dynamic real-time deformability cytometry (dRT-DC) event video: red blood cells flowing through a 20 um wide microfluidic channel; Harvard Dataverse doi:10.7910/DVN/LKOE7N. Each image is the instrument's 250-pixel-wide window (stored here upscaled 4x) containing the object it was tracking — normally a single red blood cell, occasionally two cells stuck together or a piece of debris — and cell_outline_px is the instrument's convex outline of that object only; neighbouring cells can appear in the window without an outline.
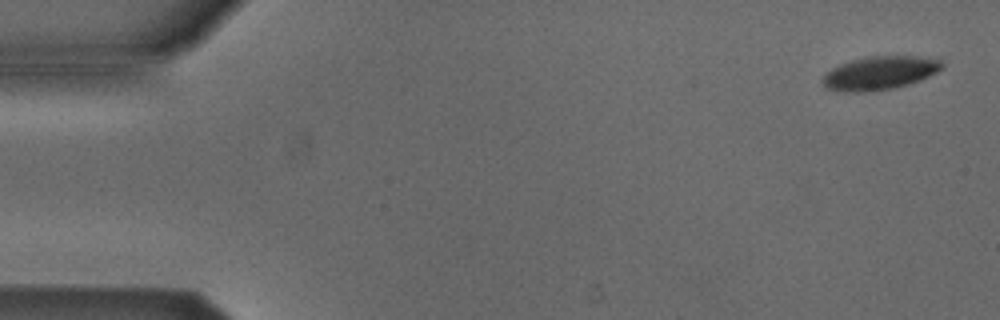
{"species": "Egyptian fruit bat (a non-hibernating species)", "species_latin": "Rousettus aegyptiacus", "temperature_condition": "cold", "stored_images_in_passage": 9, "camera_frame_rate_fps": 3000, "um_per_image_px": 0.085, "animal": {"sex": "male"}, "frame": {"image": 1, "passage_image": 1, "time_ms": 0.0, "image_size_px": [1000, 320], "cell_outline_px": [[944, 68], [920, 80], [908, 84], [892, 88], [860, 92], [852, 92], [828, 88], [820, 80], [832, 68], [840, 64], [852, 60], [868, 56], [940, 56], [944, 64]], "centroid_in_image_um": [74.88, 6.17], "position_along_channel_um": 10.1, "area_um2": 23.29}}
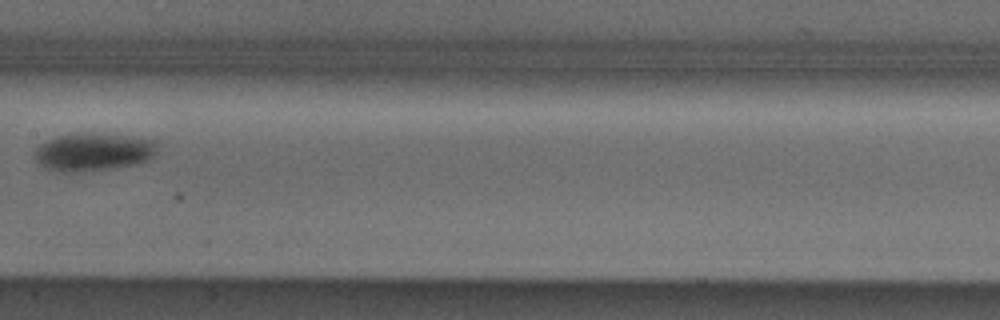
{"frame": {"image": 2, "passage_image": 8, "time_ms": 2.333, "image_size_px": [1000, 320], "cell_outline_px": [[156, 152], [148, 160], [132, 164], [112, 168], [76, 172], [60, 172], [44, 168], [36, 160], [36, 148], [40, 144], [48, 140], [60, 136], [80, 132], [104, 132], [156, 140]], "centroid_in_image_um": [7.94, 12.89], "position_along_channel_um": 199.5, "area_um2": 27.22}}
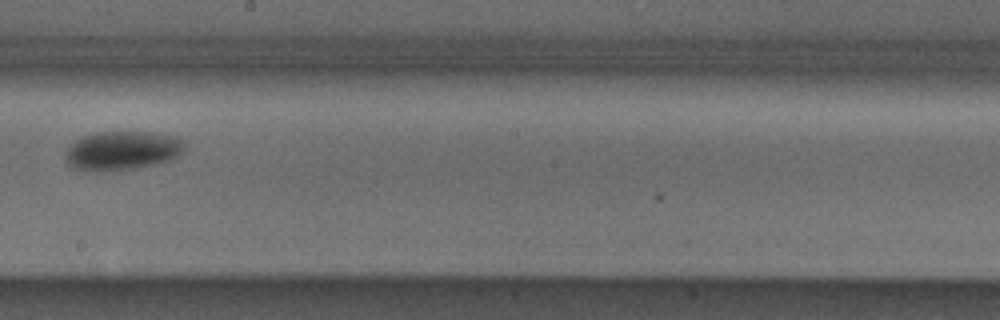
{"frame": {"image": 3, "passage_image": 9, "time_ms": 2.667, "image_size_px": [1000, 320], "cell_outline_px": [[188, 148], [184, 152], [172, 160], [156, 164], [136, 168], [100, 172], [88, 172], [72, 168], [64, 160], [64, 156], [68, 148], [76, 140], [84, 136], [96, 132], [152, 132], [172, 136], [184, 140]], "centroid_in_image_um": [10.41, 12.82], "position_along_channel_um": 237.8, "area_um2": 27.63}}